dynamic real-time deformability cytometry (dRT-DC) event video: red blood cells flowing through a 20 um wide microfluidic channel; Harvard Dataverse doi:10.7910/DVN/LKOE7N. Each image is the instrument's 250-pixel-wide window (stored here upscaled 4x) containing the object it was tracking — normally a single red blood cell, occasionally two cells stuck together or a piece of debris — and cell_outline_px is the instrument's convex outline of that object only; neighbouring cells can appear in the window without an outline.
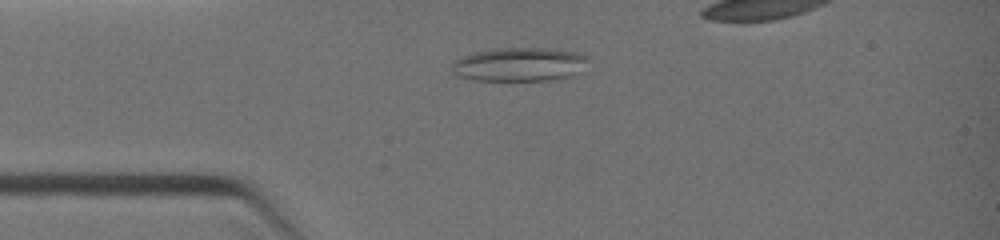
{"species": "common noctule bat (a hibernating species)", "species_latin": "Nyctalus noctula", "temperature_condition": "warm", "stored_images_in_passage": 28, "segment_of_instrument_passage": [1, 2], "camera_frame_rate_fps": 3000, "um_per_image_px": 0.085, "animal": {"sex": "female", "body_mass_g": 19.0, "forearm_length_mm": 51.5}, "frame": {"image": 1, "passage_image": 3, "time_ms": 0.667, "image_size_px": [1000, 240], "cell_outline_px": [[588, 56], [576, 76], [556, 80], [476, 80], [460, 76], [452, 72], [452, 64], [460, 56], [476, 52], [496, 48], [540, 48], [572, 52]], "centroid_in_image_um": [44.12, 5.49], "position_along_channel_um": 40.9, "area_um2": 26.53}}
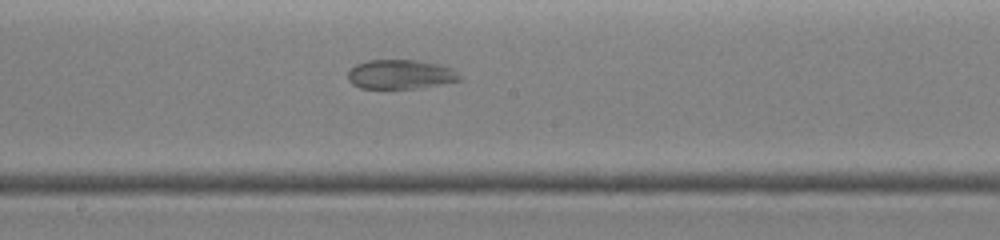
{"frame": {"image": 2, "passage_image": 14, "time_ms": 4.333, "image_size_px": [1000, 240], "cell_outline_px": [[464, 80], [416, 88], [360, 88], [352, 84], [348, 80], [348, 72], [356, 64], [368, 60], [416, 60], [440, 64], [456, 68], [464, 76]], "centroid_in_image_um": [34.13, 6.31], "position_along_channel_um": 214.1, "area_um2": 19.42}}
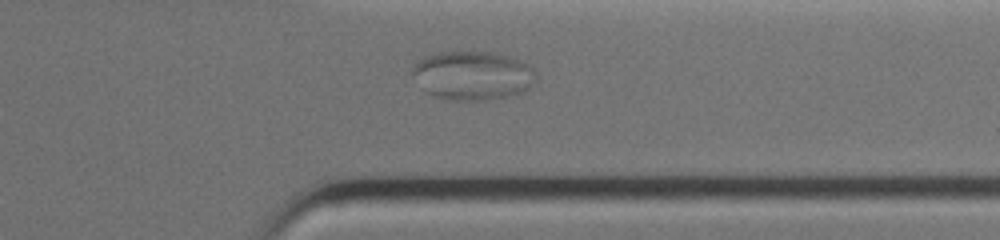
{"frame": {"image": 3, "passage_image": 23, "time_ms": 7.333, "image_size_px": [1000, 240], "cell_outline_px": [[536, 80], [524, 92], [508, 96], [484, 100], [448, 100], [424, 92], [412, 72], [412, 68], [424, 56], [436, 52], [492, 52], [524, 60], [536, 72]], "centroid_in_image_um": [40.2, 6.41], "position_along_channel_um": 371.2, "area_um2": 35.32}}